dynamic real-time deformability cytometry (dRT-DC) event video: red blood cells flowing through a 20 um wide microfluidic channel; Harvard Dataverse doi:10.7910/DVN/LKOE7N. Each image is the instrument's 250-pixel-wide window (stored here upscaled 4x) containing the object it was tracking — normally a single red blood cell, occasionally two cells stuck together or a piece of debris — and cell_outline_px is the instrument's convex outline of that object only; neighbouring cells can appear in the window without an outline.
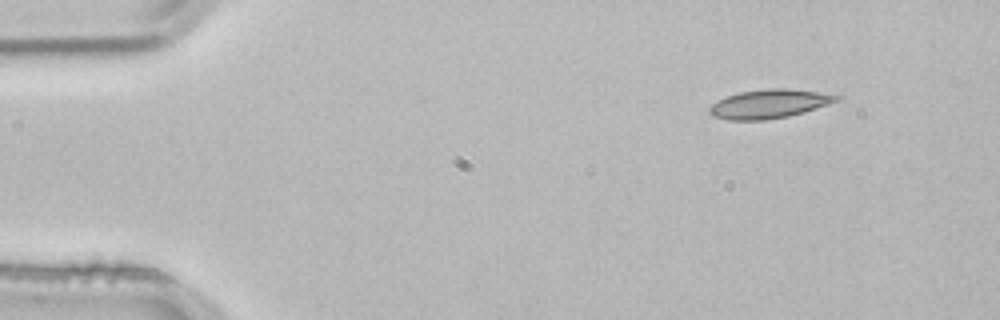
{"species": "common noctule bat (a hibernating species)", "species_latin": "Nyctalus noctula", "temperature_condition": "room temperature", "stored_images_in_passage": 2, "camera_frame_rate_fps": 3000, "um_per_image_px": 0.085, "animal": {"sex": "male", "body_mass_g": 21.5, "forearm_length_mm": 52.0}, "frame": {"image": 1, "passage_image": 1, "time_ms": 0.0, "image_size_px": [1000, 320], "cell_outline_px": [[840, 100], [804, 112], [788, 116], [764, 120], [728, 120], [712, 116], [708, 112], [708, 108], [712, 104], [728, 96], [740, 92], [768, 88], [784, 88], [816, 92], [840, 96]], "centroid_in_image_um": [65.35, 8.84], "position_along_channel_um": 19.7, "area_um2": 21.1}}